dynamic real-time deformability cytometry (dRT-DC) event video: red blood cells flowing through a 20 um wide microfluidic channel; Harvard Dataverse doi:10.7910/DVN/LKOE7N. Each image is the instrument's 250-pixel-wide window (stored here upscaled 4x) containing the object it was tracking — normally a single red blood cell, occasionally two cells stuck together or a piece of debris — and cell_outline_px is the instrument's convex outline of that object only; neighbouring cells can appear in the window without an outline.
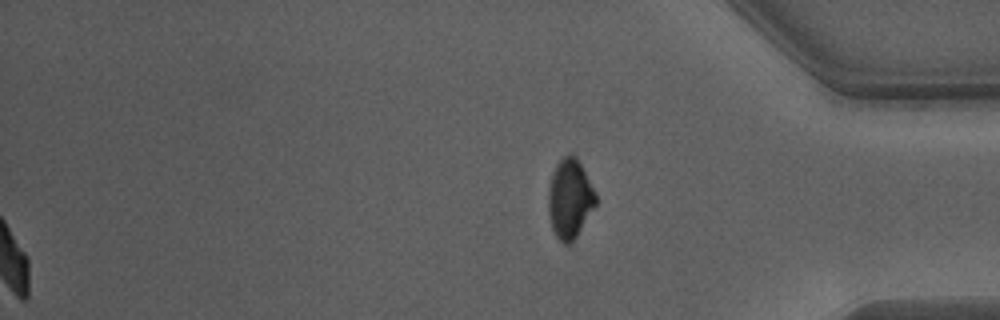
{"species": "Egyptian fruit bat (a non-hibernating species)", "species_latin": "Rousettus aegyptiacus", "temperature_condition": "warm", "stored_images_in_passage": 50, "segment_of_instrument_passage": [2, 2], "camera_frame_rate_fps": 3000, "um_per_image_px": 0.085, "animal": {"sex": "male"}, "frame": {"image": 1, "passage_image": 50, "time_ms": 16.333, "image_size_px": [1000, 320], "cell_outline_px": [[596, 204], [576, 236], [568, 244], [564, 244], [556, 236], [552, 228], [548, 212], [548, 192], [552, 172], [556, 164], [568, 152], [576, 156], [596, 192]], "centroid_in_image_um": [48.42, 16.85], "position_along_channel_um": 386.8, "area_um2": 21.79}}